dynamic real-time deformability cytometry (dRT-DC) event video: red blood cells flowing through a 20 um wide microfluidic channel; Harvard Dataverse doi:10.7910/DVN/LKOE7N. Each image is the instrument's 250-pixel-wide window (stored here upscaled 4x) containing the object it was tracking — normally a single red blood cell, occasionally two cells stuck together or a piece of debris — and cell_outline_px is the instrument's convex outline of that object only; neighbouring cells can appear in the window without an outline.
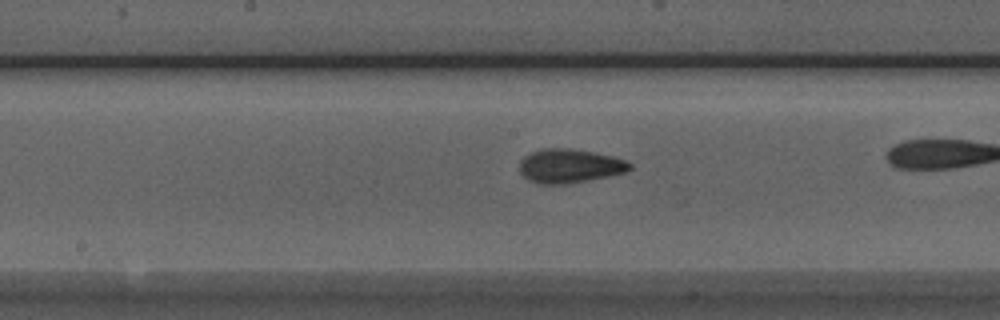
{"species": "Egyptian fruit bat (a non-hibernating species)", "species_latin": "Rousettus aegyptiacus", "temperature_condition": "room temperature", "stored_images_in_passage": 34, "camera_frame_rate_fps": 3000, "um_per_image_px": 0.085, "animal": {"sex": "male"}, "frame": {"image": 1, "passage_image": 20, "time_ms": 6.333, "image_size_px": [1000, 320], "cell_outline_px": [[632, 168], [628, 172], [568, 184], [540, 184], [528, 180], [520, 172], [520, 160], [524, 156], [532, 152], [544, 148], [572, 148], [612, 156], [628, 160], [632, 164]], "centroid_in_image_um": [48.44, 14.11], "position_along_channel_um": 199.8, "area_um2": 21.96}}
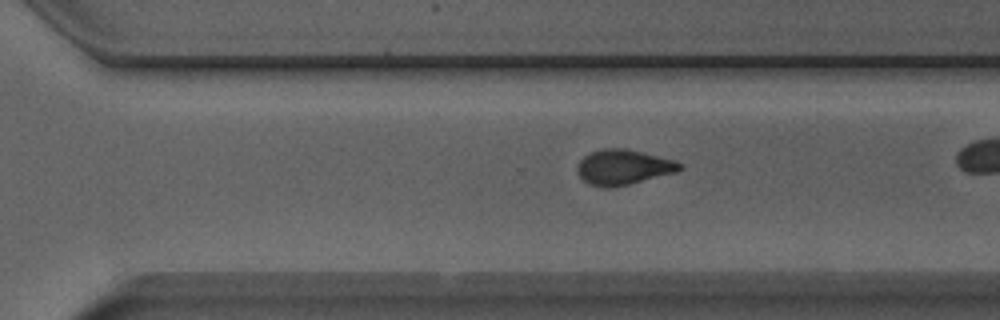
{"frame": {"image": 2, "passage_image": 29, "time_ms": 9.333, "image_size_px": [1000, 320], "cell_outline_px": [[684, 168], [676, 172], [628, 184], [608, 188], [604, 188], [588, 184], [576, 172], [576, 168], [580, 160], [584, 156], [592, 152], [604, 148], [624, 148], [676, 160], [684, 164]], "centroid_in_image_um": [52.99, 14.21], "position_along_channel_um": 317.6, "area_um2": 20.98}}